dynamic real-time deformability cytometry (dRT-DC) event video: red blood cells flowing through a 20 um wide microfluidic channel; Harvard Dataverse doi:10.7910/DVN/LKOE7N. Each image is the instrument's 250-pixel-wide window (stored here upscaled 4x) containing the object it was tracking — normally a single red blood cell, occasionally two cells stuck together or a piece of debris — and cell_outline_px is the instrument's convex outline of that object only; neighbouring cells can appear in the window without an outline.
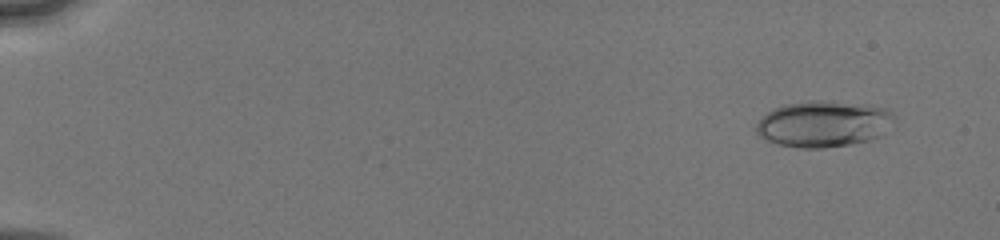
{"species": "human", "species_latin": "Homo sapiens", "temperature_condition": "cold", "stored_images_in_passage": 10, "camera_frame_rate_fps": 3000, "um_per_image_px": 0.085, "donor": {"sex": "male"}, "frame": {"image": 1, "passage_image": 2, "time_ms": 1.0, "image_size_px": [1000, 240], "cell_outline_px": [[892, 120], [880, 136], [868, 140], [848, 144], [824, 148], [796, 148], [780, 144], [768, 140], [760, 136], [756, 132], [756, 124], [772, 108], [784, 104], [808, 100], [812, 100], [868, 104], [884, 108], [892, 112]], "centroid_in_image_um": [69.95, 10.52], "position_along_channel_um": 15.0, "area_um2": 36.82}}
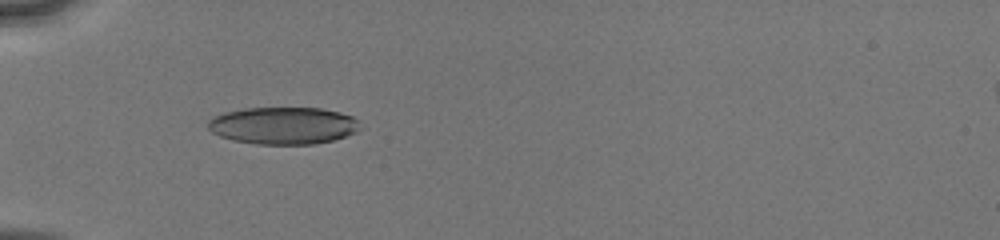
{"frame": {"image": 2, "passage_image": 9, "time_ms": 5.667, "image_size_px": [1000, 240], "cell_outline_px": [[364, 128], [356, 132], [332, 140], [316, 144], [256, 144], [236, 140], [220, 136], [212, 132], [208, 128], [208, 120], [212, 116], [224, 112], [244, 108], [320, 108], [340, 112], [352, 116], [360, 120]], "centroid_in_image_um": [24.12, 10.66], "position_along_channel_um": 60.9, "area_um2": 33.23}}
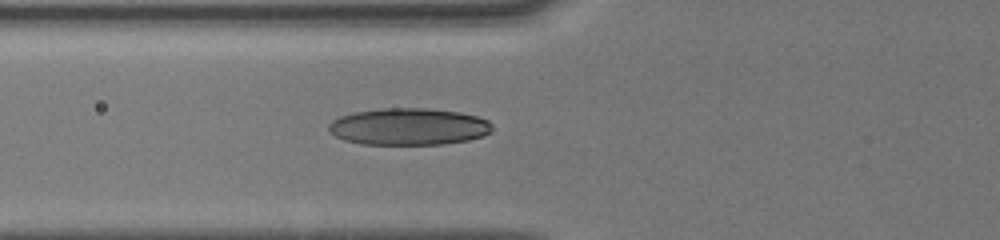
{"frame": {"image": 3, "passage_image": 10, "time_ms": 6.667, "image_size_px": [1000, 240], "cell_outline_px": [[492, 132], [484, 136], [468, 140], [444, 144], [360, 144], [344, 140], [328, 132], [328, 124], [332, 120], [340, 116], [356, 112], [380, 108], [424, 108], [460, 112], [476, 116], [488, 120], [492, 124]], "centroid_in_image_um": [34.74, 10.76], "position_along_channel_um": 91.1, "area_um2": 35.37}}